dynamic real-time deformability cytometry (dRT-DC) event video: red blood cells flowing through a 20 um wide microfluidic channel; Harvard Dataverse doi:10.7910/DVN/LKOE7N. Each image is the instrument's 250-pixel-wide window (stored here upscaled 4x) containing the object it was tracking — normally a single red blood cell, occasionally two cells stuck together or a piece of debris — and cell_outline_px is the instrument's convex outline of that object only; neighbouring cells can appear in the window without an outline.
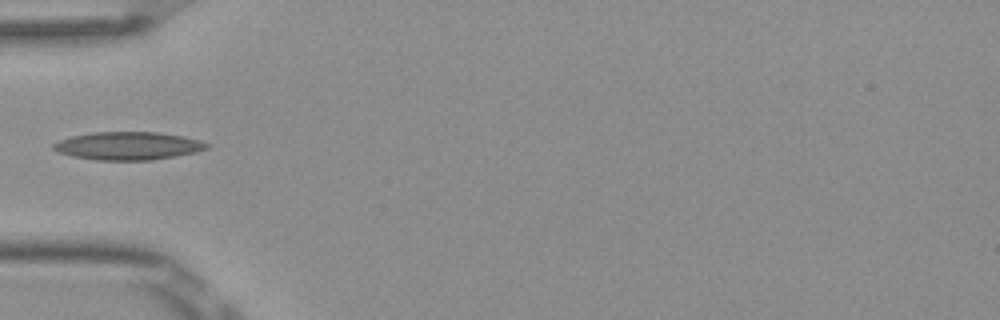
{"species": "Egyptian fruit bat (a non-hibernating species)", "species_latin": "Rousettus aegyptiacus", "temperature_condition": "room temperature", "stored_images_in_passage": 1, "camera_frame_rate_fps": 3000, "um_per_image_px": 0.085, "frame": {"image": 1, "passage_image": 1, "time_ms": 0.0, "image_size_px": [1000, 320], "cell_outline_px": [[208, 148], [196, 152], [176, 156], [152, 160], [96, 160], [72, 156], [60, 152], [52, 148], [52, 144], [60, 140], [72, 136], [92, 132], [156, 132], [184, 136], [208, 144]], "centroid_in_image_um": [10.87, 12.4], "position_along_channel_um": 74.1, "area_um2": 24.85}}